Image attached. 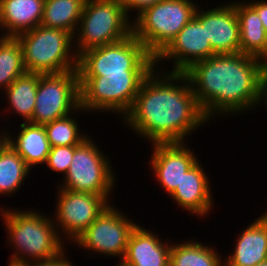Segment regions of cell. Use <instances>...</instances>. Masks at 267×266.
Here are the masks:
<instances>
[{
    "label": "cell",
    "mask_w": 267,
    "mask_h": 266,
    "mask_svg": "<svg viewBox=\"0 0 267 266\" xmlns=\"http://www.w3.org/2000/svg\"><path fill=\"white\" fill-rule=\"evenodd\" d=\"M0 132V148L6 142V131Z\"/></svg>",
    "instance_id": "cell-34"
},
{
    "label": "cell",
    "mask_w": 267,
    "mask_h": 266,
    "mask_svg": "<svg viewBox=\"0 0 267 266\" xmlns=\"http://www.w3.org/2000/svg\"><path fill=\"white\" fill-rule=\"evenodd\" d=\"M222 4L208 10L197 7L194 17L205 26L206 37L216 54L240 53V24L234 2Z\"/></svg>",
    "instance_id": "cell-14"
},
{
    "label": "cell",
    "mask_w": 267,
    "mask_h": 266,
    "mask_svg": "<svg viewBox=\"0 0 267 266\" xmlns=\"http://www.w3.org/2000/svg\"><path fill=\"white\" fill-rule=\"evenodd\" d=\"M20 129L16 136L14 134L12 136L8 132L9 129H5L6 141L23 158L31 170L37 165H44L51 149L44 125L23 122L20 124Z\"/></svg>",
    "instance_id": "cell-20"
},
{
    "label": "cell",
    "mask_w": 267,
    "mask_h": 266,
    "mask_svg": "<svg viewBox=\"0 0 267 266\" xmlns=\"http://www.w3.org/2000/svg\"><path fill=\"white\" fill-rule=\"evenodd\" d=\"M192 0H162L132 19V34L156 58L194 17Z\"/></svg>",
    "instance_id": "cell-6"
},
{
    "label": "cell",
    "mask_w": 267,
    "mask_h": 266,
    "mask_svg": "<svg viewBox=\"0 0 267 266\" xmlns=\"http://www.w3.org/2000/svg\"><path fill=\"white\" fill-rule=\"evenodd\" d=\"M66 249L58 256L49 259V260H42L34 263H30L29 266H75L74 263H71L72 261L66 257L65 254Z\"/></svg>",
    "instance_id": "cell-30"
},
{
    "label": "cell",
    "mask_w": 267,
    "mask_h": 266,
    "mask_svg": "<svg viewBox=\"0 0 267 266\" xmlns=\"http://www.w3.org/2000/svg\"><path fill=\"white\" fill-rule=\"evenodd\" d=\"M31 169L6 141L0 148V196H12L27 180Z\"/></svg>",
    "instance_id": "cell-25"
},
{
    "label": "cell",
    "mask_w": 267,
    "mask_h": 266,
    "mask_svg": "<svg viewBox=\"0 0 267 266\" xmlns=\"http://www.w3.org/2000/svg\"><path fill=\"white\" fill-rule=\"evenodd\" d=\"M185 142L152 144L150 169L154 172L155 181L170 195L182 180L183 174L197 161L196 152Z\"/></svg>",
    "instance_id": "cell-15"
},
{
    "label": "cell",
    "mask_w": 267,
    "mask_h": 266,
    "mask_svg": "<svg viewBox=\"0 0 267 266\" xmlns=\"http://www.w3.org/2000/svg\"><path fill=\"white\" fill-rule=\"evenodd\" d=\"M123 119L121 123L151 144L187 142L189 134L209 121L186 74L166 71L160 65L145 78Z\"/></svg>",
    "instance_id": "cell-1"
},
{
    "label": "cell",
    "mask_w": 267,
    "mask_h": 266,
    "mask_svg": "<svg viewBox=\"0 0 267 266\" xmlns=\"http://www.w3.org/2000/svg\"><path fill=\"white\" fill-rule=\"evenodd\" d=\"M74 155V146L51 147L47 157L46 167L52 172L66 175Z\"/></svg>",
    "instance_id": "cell-28"
},
{
    "label": "cell",
    "mask_w": 267,
    "mask_h": 266,
    "mask_svg": "<svg viewBox=\"0 0 267 266\" xmlns=\"http://www.w3.org/2000/svg\"><path fill=\"white\" fill-rule=\"evenodd\" d=\"M137 223L111 203L73 243L92 254L119 257L122 261L129 236Z\"/></svg>",
    "instance_id": "cell-11"
},
{
    "label": "cell",
    "mask_w": 267,
    "mask_h": 266,
    "mask_svg": "<svg viewBox=\"0 0 267 266\" xmlns=\"http://www.w3.org/2000/svg\"><path fill=\"white\" fill-rule=\"evenodd\" d=\"M140 224L132 230L123 263L131 266H169L172 243Z\"/></svg>",
    "instance_id": "cell-17"
},
{
    "label": "cell",
    "mask_w": 267,
    "mask_h": 266,
    "mask_svg": "<svg viewBox=\"0 0 267 266\" xmlns=\"http://www.w3.org/2000/svg\"><path fill=\"white\" fill-rule=\"evenodd\" d=\"M8 208L2 207L0 214L8 235L6 243L13 247L9 261L30 264L52 259L65 250L53 216L33 211L34 208L28 211Z\"/></svg>",
    "instance_id": "cell-3"
},
{
    "label": "cell",
    "mask_w": 267,
    "mask_h": 266,
    "mask_svg": "<svg viewBox=\"0 0 267 266\" xmlns=\"http://www.w3.org/2000/svg\"><path fill=\"white\" fill-rule=\"evenodd\" d=\"M40 75L39 73L26 72L4 90L6 101L9 104L7 110L10 115L18 114L24 123H31ZM10 108L12 111L9 110Z\"/></svg>",
    "instance_id": "cell-21"
},
{
    "label": "cell",
    "mask_w": 267,
    "mask_h": 266,
    "mask_svg": "<svg viewBox=\"0 0 267 266\" xmlns=\"http://www.w3.org/2000/svg\"><path fill=\"white\" fill-rule=\"evenodd\" d=\"M220 255L211 244L191 239L172 244L169 266H224V257Z\"/></svg>",
    "instance_id": "cell-23"
},
{
    "label": "cell",
    "mask_w": 267,
    "mask_h": 266,
    "mask_svg": "<svg viewBox=\"0 0 267 266\" xmlns=\"http://www.w3.org/2000/svg\"><path fill=\"white\" fill-rule=\"evenodd\" d=\"M264 103H263V102ZM261 103L265 104L263 107H267V69H263L260 81H259V96L257 101V107L262 105ZM267 110V109H266Z\"/></svg>",
    "instance_id": "cell-32"
},
{
    "label": "cell",
    "mask_w": 267,
    "mask_h": 266,
    "mask_svg": "<svg viewBox=\"0 0 267 266\" xmlns=\"http://www.w3.org/2000/svg\"><path fill=\"white\" fill-rule=\"evenodd\" d=\"M234 7L240 24V53L255 57L266 38L261 19L244 0H234Z\"/></svg>",
    "instance_id": "cell-24"
},
{
    "label": "cell",
    "mask_w": 267,
    "mask_h": 266,
    "mask_svg": "<svg viewBox=\"0 0 267 266\" xmlns=\"http://www.w3.org/2000/svg\"><path fill=\"white\" fill-rule=\"evenodd\" d=\"M8 266H29V264H20V263L9 261Z\"/></svg>",
    "instance_id": "cell-35"
},
{
    "label": "cell",
    "mask_w": 267,
    "mask_h": 266,
    "mask_svg": "<svg viewBox=\"0 0 267 266\" xmlns=\"http://www.w3.org/2000/svg\"><path fill=\"white\" fill-rule=\"evenodd\" d=\"M255 59L259 62L263 69H267V34L265 42L261 51L255 56Z\"/></svg>",
    "instance_id": "cell-33"
},
{
    "label": "cell",
    "mask_w": 267,
    "mask_h": 266,
    "mask_svg": "<svg viewBox=\"0 0 267 266\" xmlns=\"http://www.w3.org/2000/svg\"><path fill=\"white\" fill-rule=\"evenodd\" d=\"M44 2L45 0H0L2 37H16L40 26Z\"/></svg>",
    "instance_id": "cell-19"
},
{
    "label": "cell",
    "mask_w": 267,
    "mask_h": 266,
    "mask_svg": "<svg viewBox=\"0 0 267 266\" xmlns=\"http://www.w3.org/2000/svg\"><path fill=\"white\" fill-rule=\"evenodd\" d=\"M119 263V265H117V266H131V265H129V264H126V263H123L122 261H118Z\"/></svg>",
    "instance_id": "cell-37"
},
{
    "label": "cell",
    "mask_w": 267,
    "mask_h": 266,
    "mask_svg": "<svg viewBox=\"0 0 267 266\" xmlns=\"http://www.w3.org/2000/svg\"><path fill=\"white\" fill-rule=\"evenodd\" d=\"M155 58L131 34L109 45L88 49L78 56L79 76H104L125 71H152Z\"/></svg>",
    "instance_id": "cell-8"
},
{
    "label": "cell",
    "mask_w": 267,
    "mask_h": 266,
    "mask_svg": "<svg viewBox=\"0 0 267 266\" xmlns=\"http://www.w3.org/2000/svg\"><path fill=\"white\" fill-rule=\"evenodd\" d=\"M74 113L77 114L74 111L69 115L58 118L44 125L47 139L51 147L78 146L89 137L84 132H81V129H79L80 122H77V118L72 116Z\"/></svg>",
    "instance_id": "cell-27"
},
{
    "label": "cell",
    "mask_w": 267,
    "mask_h": 266,
    "mask_svg": "<svg viewBox=\"0 0 267 266\" xmlns=\"http://www.w3.org/2000/svg\"><path fill=\"white\" fill-rule=\"evenodd\" d=\"M73 111L86 113L80 107L78 70L41 74L31 123L45 125Z\"/></svg>",
    "instance_id": "cell-10"
},
{
    "label": "cell",
    "mask_w": 267,
    "mask_h": 266,
    "mask_svg": "<svg viewBox=\"0 0 267 266\" xmlns=\"http://www.w3.org/2000/svg\"><path fill=\"white\" fill-rule=\"evenodd\" d=\"M205 34V26L193 17L175 36L170 44L155 58V65L171 61V72L184 73L195 62L215 56ZM166 60V61H164ZM160 62V63H159Z\"/></svg>",
    "instance_id": "cell-13"
},
{
    "label": "cell",
    "mask_w": 267,
    "mask_h": 266,
    "mask_svg": "<svg viewBox=\"0 0 267 266\" xmlns=\"http://www.w3.org/2000/svg\"><path fill=\"white\" fill-rule=\"evenodd\" d=\"M131 34L132 20L119 0H86L74 35V48L79 56L88 49L119 42Z\"/></svg>",
    "instance_id": "cell-7"
},
{
    "label": "cell",
    "mask_w": 267,
    "mask_h": 266,
    "mask_svg": "<svg viewBox=\"0 0 267 266\" xmlns=\"http://www.w3.org/2000/svg\"><path fill=\"white\" fill-rule=\"evenodd\" d=\"M95 142L89 136L80 145L74 146L71 165L63 183L57 185L58 188L102 196L112 195L117 177L111 160Z\"/></svg>",
    "instance_id": "cell-9"
},
{
    "label": "cell",
    "mask_w": 267,
    "mask_h": 266,
    "mask_svg": "<svg viewBox=\"0 0 267 266\" xmlns=\"http://www.w3.org/2000/svg\"><path fill=\"white\" fill-rule=\"evenodd\" d=\"M110 200V196L57 187L54 214L56 218L53 220L60 237L73 244L75 239L111 204Z\"/></svg>",
    "instance_id": "cell-12"
},
{
    "label": "cell",
    "mask_w": 267,
    "mask_h": 266,
    "mask_svg": "<svg viewBox=\"0 0 267 266\" xmlns=\"http://www.w3.org/2000/svg\"><path fill=\"white\" fill-rule=\"evenodd\" d=\"M27 71L23 62V51L16 37L0 35V91Z\"/></svg>",
    "instance_id": "cell-26"
},
{
    "label": "cell",
    "mask_w": 267,
    "mask_h": 266,
    "mask_svg": "<svg viewBox=\"0 0 267 266\" xmlns=\"http://www.w3.org/2000/svg\"><path fill=\"white\" fill-rule=\"evenodd\" d=\"M234 250L224 259V266H256L267 260V217L262 214L251 222L235 240Z\"/></svg>",
    "instance_id": "cell-18"
},
{
    "label": "cell",
    "mask_w": 267,
    "mask_h": 266,
    "mask_svg": "<svg viewBox=\"0 0 267 266\" xmlns=\"http://www.w3.org/2000/svg\"><path fill=\"white\" fill-rule=\"evenodd\" d=\"M152 71H125L104 76H79L80 107L86 112H130L141 84ZM123 116V117H122Z\"/></svg>",
    "instance_id": "cell-5"
},
{
    "label": "cell",
    "mask_w": 267,
    "mask_h": 266,
    "mask_svg": "<svg viewBox=\"0 0 267 266\" xmlns=\"http://www.w3.org/2000/svg\"><path fill=\"white\" fill-rule=\"evenodd\" d=\"M198 160L182 177L180 185L169 195L185 211L197 217L209 216L214 204L209 178Z\"/></svg>",
    "instance_id": "cell-16"
},
{
    "label": "cell",
    "mask_w": 267,
    "mask_h": 266,
    "mask_svg": "<svg viewBox=\"0 0 267 266\" xmlns=\"http://www.w3.org/2000/svg\"><path fill=\"white\" fill-rule=\"evenodd\" d=\"M246 3L257 13L267 34V0H253Z\"/></svg>",
    "instance_id": "cell-31"
},
{
    "label": "cell",
    "mask_w": 267,
    "mask_h": 266,
    "mask_svg": "<svg viewBox=\"0 0 267 266\" xmlns=\"http://www.w3.org/2000/svg\"><path fill=\"white\" fill-rule=\"evenodd\" d=\"M86 0H45L41 26L75 35Z\"/></svg>",
    "instance_id": "cell-22"
},
{
    "label": "cell",
    "mask_w": 267,
    "mask_h": 266,
    "mask_svg": "<svg viewBox=\"0 0 267 266\" xmlns=\"http://www.w3.org/2000/svg\"><path fill=\"white\" fill-rule=\"evenodd\" d=\"M262 70L254 56L234 53L216 54L195 62L184 73L211 121L218 115L220 118L255 110Z\"/></svg>",
    "instance_id": "cell-2"
},
{
    "label": "cell",
    "mask_w": 267,
    "mask_h": 266,
    "mask_svg": "<svg viewBox=\"0 0 267 266\" xmlns=\"http://www.w3.org/2000/svg\"><path fill=\"white\" fill-rule=\"evenodd\" d=\"M119 1L125 7L127 15L132 19V16L130 15L131 14L130 11L131 12L136 11L137 12L135 15V17H136L143 10H145L147 7L155 5L156 3H158L162 0H119Z\"/></svg>",
    "instance_id": "cell-29"
},
{
    "label": "cell",
    "mask_w": 267,
    "mask_h": 266,
    "mask_svg": "<svg viewBox=\"0 0 267 266\" xmlns=\"http://www.w3.org/2000/svg\"><path fill=\"white\" fill-rule=\"evenodd\" d=\"M256 266H267V260L266 261H263V262H260Z\"/></svg>",
    "instance_id": "cell-36"
},
{
    "label": "cell",
    "mask_w": 267,
    "mask_h": 266,
    "mask_svg": "<svg viewBox=\"0 0 267 266\" xmlns=\"http://www.w3.org/2000/svg\"><path fill=\"white\" fill-rule=\"evenodd\" d=\"M16 38L21 44L27 72L54 74L77 70L75 37L70 32L40 25Z\"/></svg>",
    "instance_id": "cell-4"
}]
</instances>
